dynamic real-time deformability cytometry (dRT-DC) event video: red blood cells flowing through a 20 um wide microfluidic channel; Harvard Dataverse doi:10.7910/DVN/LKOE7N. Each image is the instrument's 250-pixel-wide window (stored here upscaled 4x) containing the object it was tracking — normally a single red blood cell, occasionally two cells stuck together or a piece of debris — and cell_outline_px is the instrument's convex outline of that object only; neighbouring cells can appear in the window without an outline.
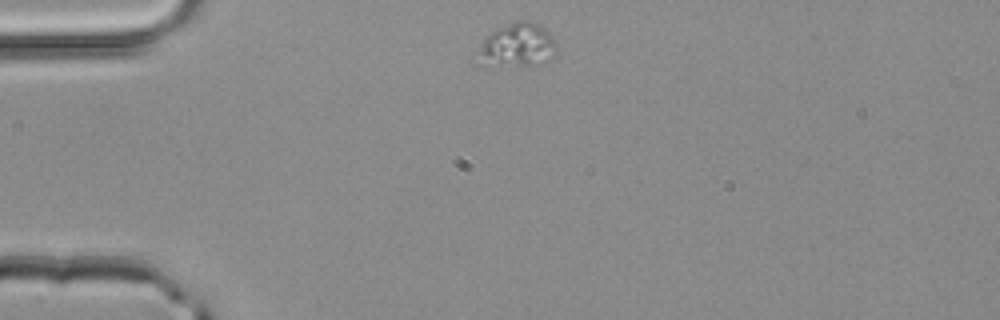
{"species": "common noctule bat (a hibernating species)", "species_latin": "Nyctalus noctula", "temperature_condition": "room temperature", "stored_images_in_passage": 2, "camera_frame_rate_fps": 3000, "um_per_image_px": 0.085, "animal": {"sex": "male", "body_mass_g": 20.4}, "frame": {"image": 1, "passage_image": 1, "time_ms": 0.0, "image_size_px": [1000, 320], "cell_outline_px": [[556, 52], [544, 64], [484, 68], [472, 64], [484, 36], [496, 28], [516, 20], [528, 20], [544, 28], [552, 36], [556, 44]], "centroid_in_image_um": [43.83, 3.91], "position_along_channel_um": 41.2, "area_um2": 21.27}}
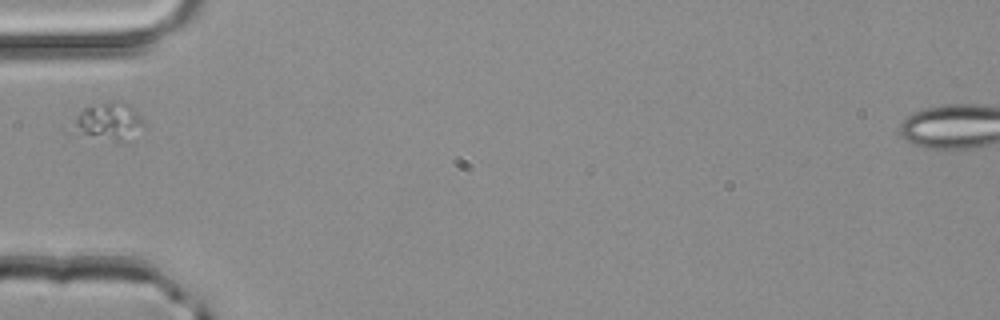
{"frame": {"image": 2, "passage_image": 2, "time_ms": 0.333, "image_size_px": [1000, 320], "cell_outline_px": [[148, 128], [120, 140], [116, 140], [64, 132], [60, 128], [84, 108], [120, 100], [124, 100], [140, 116]], "centroid_in_image_um": [9.05, 10.33], "position_along_channel_um": 76.0, "area_um2": 16.07}}